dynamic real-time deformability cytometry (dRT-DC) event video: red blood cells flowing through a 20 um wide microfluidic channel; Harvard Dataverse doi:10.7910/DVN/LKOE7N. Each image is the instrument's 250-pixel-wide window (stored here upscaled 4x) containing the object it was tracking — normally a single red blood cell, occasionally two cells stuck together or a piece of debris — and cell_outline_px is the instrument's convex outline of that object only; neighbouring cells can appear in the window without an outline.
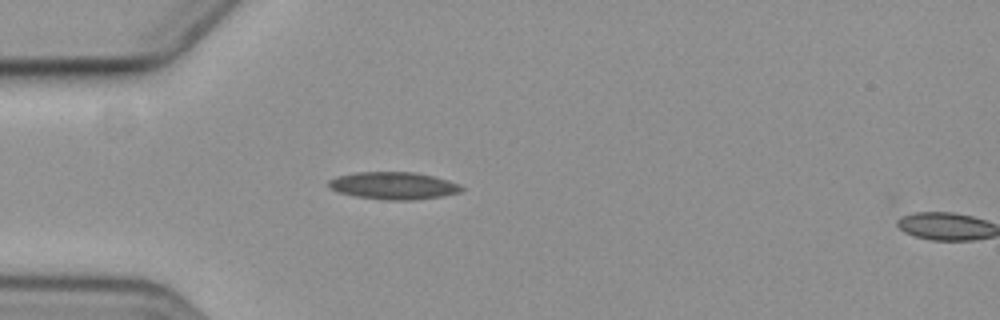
{"species": "common noctule bat (a hibernating species)", "species_latin": "Nyctalus noctula", "temperature_condition": "cold", "stored_images_in_passage": 5, "segment_of_instrument_passage": [1, 2], "camera_frame_rate_fps": 3000, "um_per_image_px": 0.085, "animal": {"sex": "female", "body_mass_g": 19.3, "forearm_length_mm": 54.1}, "frame": {"image": 1, "passage_image": 4, "time_ms": 3.667, "image_size_px": [1000, 320], "cell_outline_px": [[464, 188], [460, 192], [444, 196], [412, 200], [384, 200], [352, 196], [328, 188], [328, 180], [336, 176], [356, 172], [412, 172], [432, 176], [448, 180], [460, 184]], "centroid_in_image_um": [33.42, 15.79], "position_along_channel_um": 51.6, "area_um2": 21.33}}